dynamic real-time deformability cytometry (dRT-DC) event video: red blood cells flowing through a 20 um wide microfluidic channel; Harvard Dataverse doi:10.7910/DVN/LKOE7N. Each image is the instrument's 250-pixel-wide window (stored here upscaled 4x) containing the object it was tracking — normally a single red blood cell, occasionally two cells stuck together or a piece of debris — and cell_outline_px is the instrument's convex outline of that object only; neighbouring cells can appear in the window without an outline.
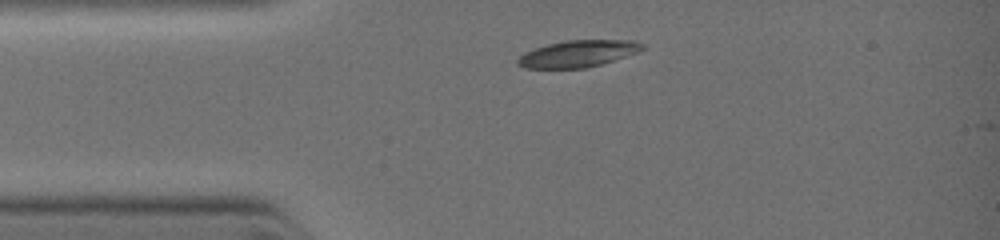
{"species": "common noctule bat (a hibernating species)", "species_latin": "Nyctalus noctula", "temperature_condition": "warm", "stored_images_in_passage": 4, "camera_frame_rate_fps": 3000, "um_per_image_px": 0.085, "animal": {"sex": "female", "body_mass_g": 19.0, "forearm_length_mm": 51.5}, "frame": {"image": 1, "passage_image": 1, "time_ms": 0.0, "image_size_px": [1000, 240], "cell_outline_px": [[644, 48], [636, 52], [600, 64], [584, 68], [524, 68], [516, 64], [516, 60], [520, 56], [536, 48], [548, 44], [568, 40], [632, 40], [644, 44]], "centroid_in_image_um": [49.1, 4.56], "position_along_channel_um": 35.9, "area_um2": 19.02}}